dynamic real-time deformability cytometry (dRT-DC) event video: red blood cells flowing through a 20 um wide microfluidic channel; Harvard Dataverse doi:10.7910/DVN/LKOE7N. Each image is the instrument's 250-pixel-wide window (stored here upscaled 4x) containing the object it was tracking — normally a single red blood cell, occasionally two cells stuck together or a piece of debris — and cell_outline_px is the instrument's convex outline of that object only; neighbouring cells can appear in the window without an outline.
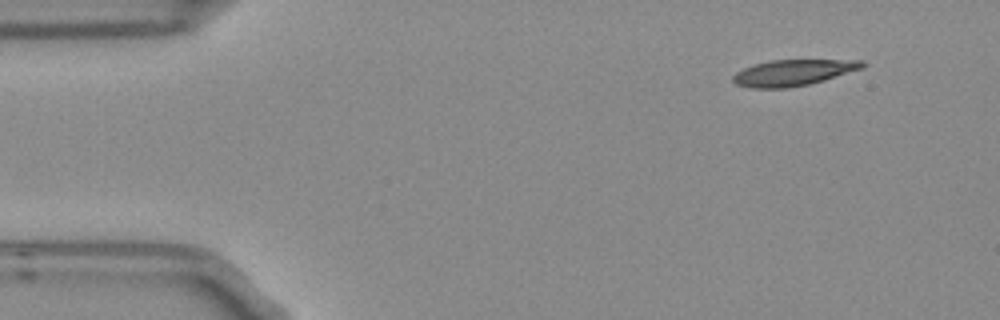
{"species": "Egyptian fruit bat (a non-hibernating species)", "species_latin": "Rousettus aegyptiacus", "temperature_condition": "room temperature", "stored_images_in_passage": 5, "segment_of_instrument_passage": [2, 2], "camera_frame_rate_fps": 3000, "um_per_image_px": 0.085, "frame": {"image": 1, "passage_image": 5, "time_ms": 1.333, "image_size_px": [1000, 320], "cell_outline_px": [[868, 64], [864, 68], [824, 80], [808, 84], [788, 88], [752, 88], [736, 84], [732, 80], [732, 76], [736, 72], [744, 68], [768, 60], [864, 60]], "centroid_in_image_um": [67.45, 6.17], "position_along_channel_um": 17.6, "area_um2": 19.71}}